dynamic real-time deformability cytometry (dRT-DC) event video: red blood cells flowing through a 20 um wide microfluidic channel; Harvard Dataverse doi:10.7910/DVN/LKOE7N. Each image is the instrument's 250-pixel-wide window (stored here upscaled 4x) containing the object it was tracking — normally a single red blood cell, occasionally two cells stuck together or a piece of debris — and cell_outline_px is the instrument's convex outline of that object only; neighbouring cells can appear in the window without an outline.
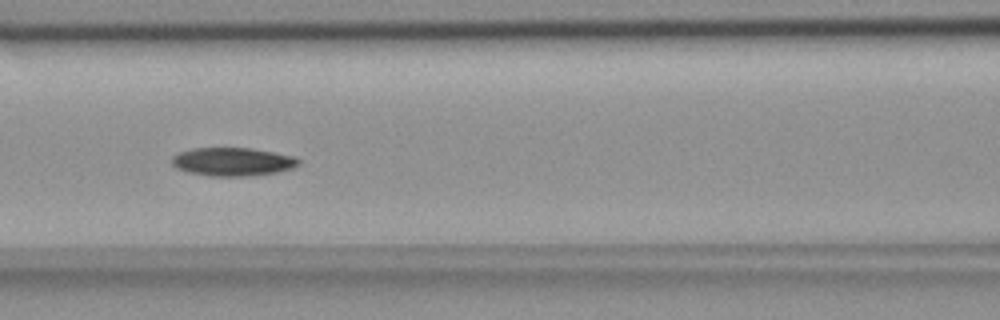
{"species": "common noctule bat (a hibernating species)", "species_latin": "Nyctalus noctula", "temperature_condition": "room temperature", "stored_images_in_passage": 21, "camera_frame_rate_fps": 3000, "um_per_image_px": 0.085, "animal": {"sex": "female", "body_mass_g": 18.4}, "frame": {"image": 1, "passage_image": 15, "time_ms": 4.667, "image_size_px": [1000, 320], "cell_outline_px": [[300, 164], [292, 168], [276, 172], [248, 176], [208, 176], [188, 172], [176, 168], [172, 164], [172, 156], [180, 152], [192, 148], [252, 148], [296, 156], [300, 160]], "centroid_in_image_um": [19.78, 13.74], "position_along_channel_um": 146.8, "area_um2": 21.04}}
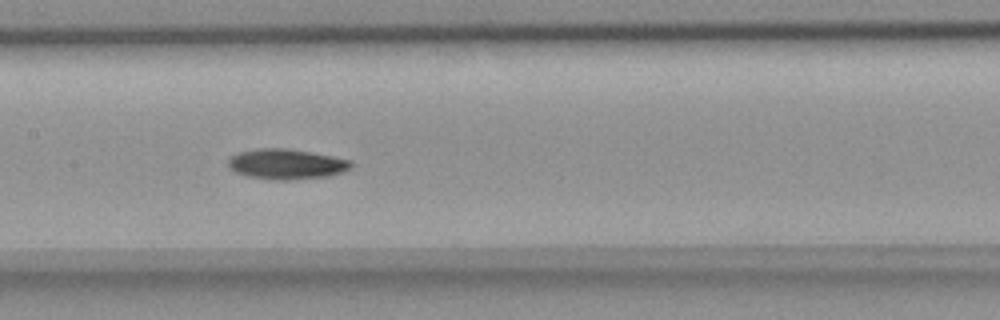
{"frame": {"image": 2, "passage_image": 18, "time_ms": 5.667, "image_size_px": [1000, 320], "cell_outline_px": [[352, 168], [328, 176], [288, 180], [272, 180], [248, 176], [236, 172], [228, 168], [228, 160], [236, 152], [256, 148], [288, 148], [312, 152], [352, 160]], "centroid_in_image_um": [24.32, 13.94], "position_along_channel_um": 183.1, "area_um2": 21.85}}